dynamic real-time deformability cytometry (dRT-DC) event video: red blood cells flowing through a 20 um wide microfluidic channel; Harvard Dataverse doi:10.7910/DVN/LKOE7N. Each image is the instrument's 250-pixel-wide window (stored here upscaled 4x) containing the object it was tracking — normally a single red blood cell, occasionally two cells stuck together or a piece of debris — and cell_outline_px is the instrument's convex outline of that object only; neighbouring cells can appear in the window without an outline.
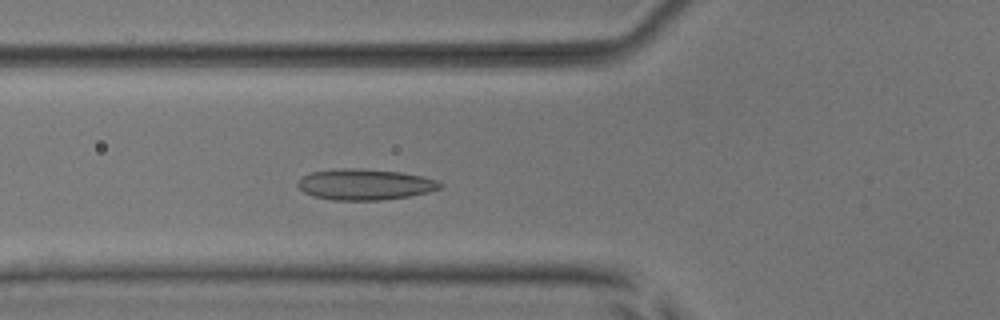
{"species": "common noctule bat (a hibernating species)", "species_latin": "Nyctalus noctula", "temperature_condition": "room temperature", "stored_images_in_passage": 52, "camera_frame_rate_fps": 3000, "um_per_image_px": 0.085, "animal": {"sex": "male", "body_mass_g": 17.9, "forearm_length_mm": 54.2}, "frame": {"image": 1, "passage_image": 19, "time_ms": 6.0, "image_size_px": [1000, 320], "cell_outline_px": [[444, 184], [440, 188], [428, 192], [408, 196], [380, 200], [332, 200], [316, 196], [304, 192], [296, 184], [304, 176], [312, 172], [340, 168], [360, 168], [400, 172], [424, 176], [440, 180]], "centroid_in_image_um": [31.07, 15.67], "position_along_channel_um": 94.7, "area_um2": 25.61}}
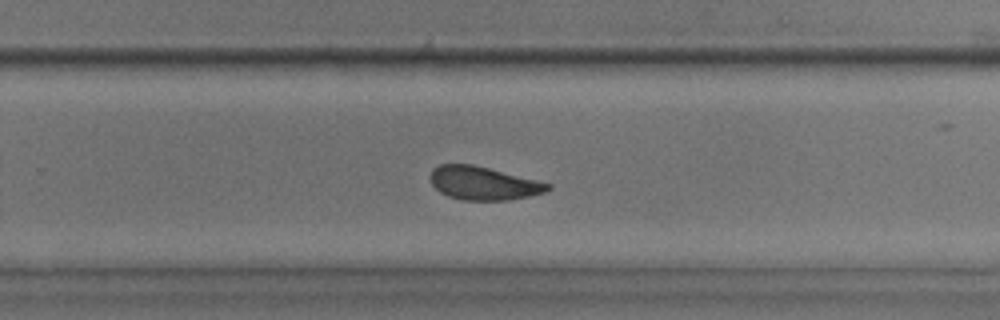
{"frame": {"image": 2, "passage_image": 34, "time_ms": 11.0, "image_size_px": [1000, 320], "cell_outline_px": [[552, 188], [544, 192], [528, 196], [508, 200], [460, 200], [448, 196], [440, 192], [432, 184], [432, 168], [440, 164], [472, 164], [552, 184]], "centroid_in_image_um": [41.08, 15.58], "position_along_channel_um": 288.7, "area_um2": 22.54}}
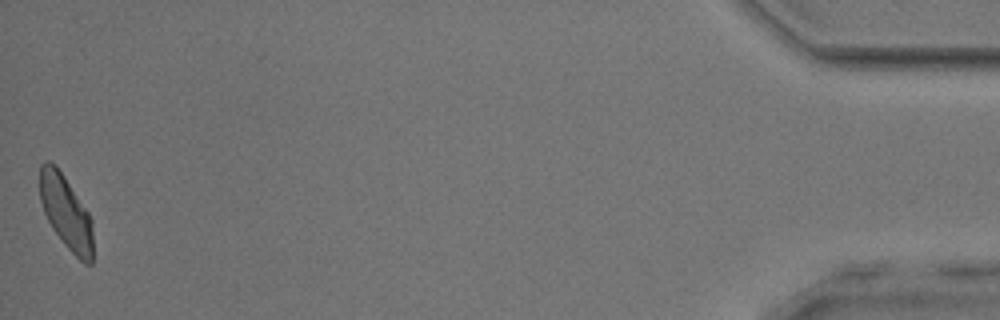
{"frame": {"image": 3, "passage_image": 52, "time_ms": 17.0, "image_size_px": [1000, 320], "cell_outline_px": [[92, 264], [84, 264], [64, 244], [52, 228], [44, 212], [40, 200], [40, 164], [44, 160], [48, 160], [60, 172], [88, 212], [92, 220]], "centroid_in_image_um": [5.6, 18.08], "position_along_channel_um": 429.6, "area_um2": 22.31}, "authors_computed_cell_mechanics": {"area_um2": 23.7269, "velocity_mm_per_s": 3.8896, "shape_relaxation_time_tau1_ms": 5.1192, "shape_relaxation_time_tau2_ms": 1.5402, "deformation_change_tau1": 0.1162, "deformation_change_tau2": 0.0727}}